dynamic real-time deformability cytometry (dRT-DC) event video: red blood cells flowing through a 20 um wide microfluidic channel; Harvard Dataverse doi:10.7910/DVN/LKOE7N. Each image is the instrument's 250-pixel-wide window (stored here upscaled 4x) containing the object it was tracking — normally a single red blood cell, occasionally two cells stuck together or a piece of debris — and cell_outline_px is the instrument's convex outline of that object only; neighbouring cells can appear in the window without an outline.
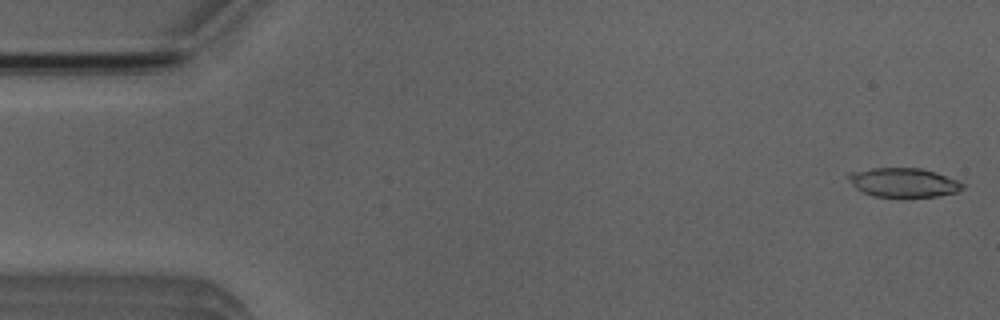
{"species": "Egyptian fruit bat (a non-hibernating species)", "species_latin": "Rousettus aegyptiacus", "temperature_condition": "room temperature", "stored_images_in_passage": 6, "camera_frame_rate_fps": 3000, "um_per_image_px": 0.085, "animal": {"sex": "male"}, "frame": {"image": 1, "passage_image": 1, "time_ms": 0.0, "image_size_px": [1000, 320], "cell_outline_px": [[964, 188], [956, 192], [936, 196], [876, 196], [864, 192], [856, 188], [844, 176], [848, 172], [872, 168], [920, 168], [936, 172], [956, 180], [964, 184]], "centroid_in_image_um": [76.75, 15.49], "position_along_channel_um": 8.2, "area_um2": 19.19}}